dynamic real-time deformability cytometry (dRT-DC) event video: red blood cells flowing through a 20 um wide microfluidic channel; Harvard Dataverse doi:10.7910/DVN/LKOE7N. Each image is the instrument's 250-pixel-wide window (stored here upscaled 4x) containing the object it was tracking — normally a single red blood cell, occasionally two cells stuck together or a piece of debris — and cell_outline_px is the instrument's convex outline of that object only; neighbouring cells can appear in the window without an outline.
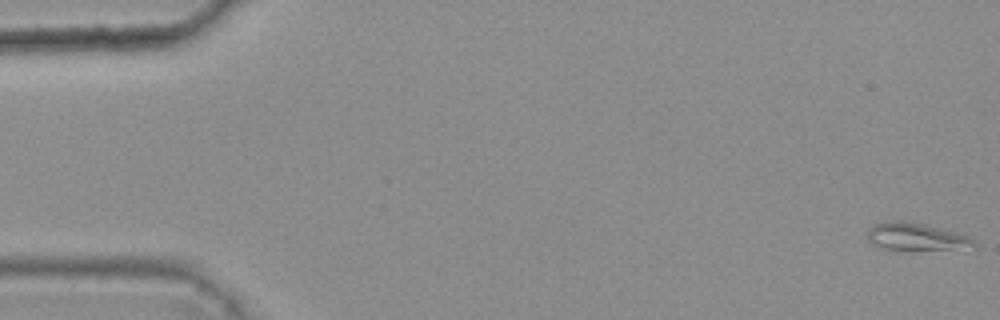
{"species": "common noctule bat (a hibernating species)", "species_latin": "Nyctalus noctula", "temperature_condition": "warm", "stored_images_in_passage": 4, "camera_frame_rate_fps": 3000, "um_per_image_px": 0.085, "animal": {"sex": "female", "body_mass_g": 25.1}, "frame": {"image": 1, "passage_image": 4, "time_ms": 1.0, "image_size_px": [1000, 320], "cell_outline_px": [[980, 244], [976, 248], [912, 252], [904, 252], [876, 248], [868, 240], [868, 232], [876, 224], [924, 224], [964, 232], [976, 240]], "centroid_in_image_um": [78.09, 20.25], "position_along_channel_um": 6.9, "area_um2": 17.74}}